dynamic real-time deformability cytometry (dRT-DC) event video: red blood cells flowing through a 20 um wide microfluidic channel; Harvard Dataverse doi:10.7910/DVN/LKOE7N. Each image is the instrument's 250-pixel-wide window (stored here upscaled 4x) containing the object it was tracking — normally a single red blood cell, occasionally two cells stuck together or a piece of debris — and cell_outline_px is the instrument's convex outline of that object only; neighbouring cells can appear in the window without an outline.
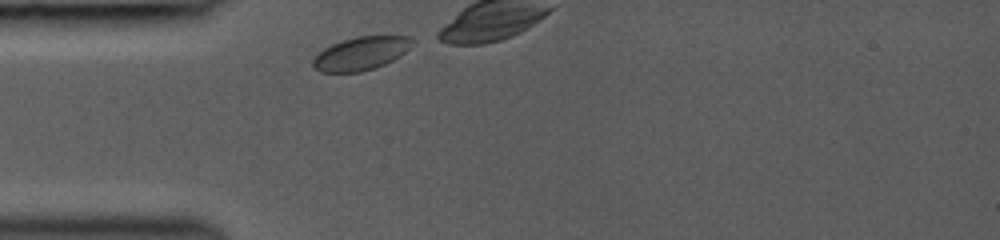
{"species": "common noctule bat (a hibernating species)", "species_latin": "Nyctalus noctula", "temperature_condition": "room temperature", "stored_images_in_passage": 11, "camera_frame_rate_fps": 3000, "um_per_image_px": 0.085, "animal": {"sex": "female", "body_mass_g": 19.0, "forearm_length_mm": 53.3}, "frame": {"image": 1, "passage_image": 1, "time_ms": 0.0, "image_size_px": [1000, 240], "cell_outline_px": [[416, 40], [404, 52], [392, 60], [376, 68], [360, 72], [320, 72], [312, 64], [312, 60], [324, 48], [340, 40], [356, 36], [408, 36]], "centroid_in_image_um": [30.67, 4.53], "position_along_channel_um": 54.3, "area_um2": 19.19}}